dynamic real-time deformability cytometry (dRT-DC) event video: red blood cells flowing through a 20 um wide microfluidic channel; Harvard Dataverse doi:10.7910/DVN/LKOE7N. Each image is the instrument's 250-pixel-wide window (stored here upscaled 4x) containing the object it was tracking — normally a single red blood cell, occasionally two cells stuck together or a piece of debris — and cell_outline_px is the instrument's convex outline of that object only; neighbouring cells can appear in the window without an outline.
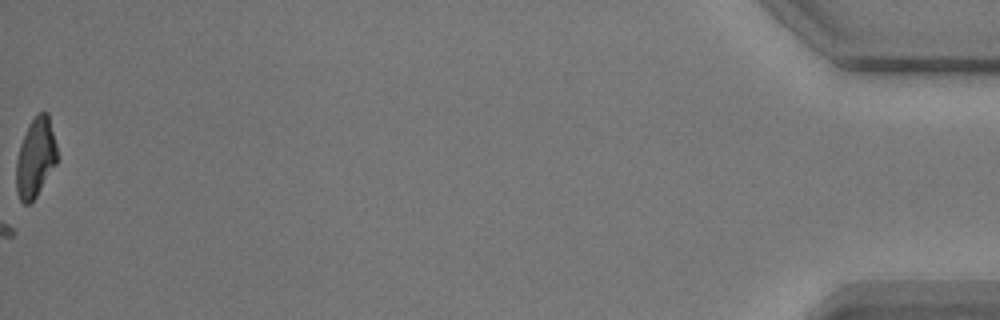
{"species": "common noctule bat (a hibernating species)", "species_latin": "Nyctalus noctula", "temperature_condition": "warm", "stored_images_in_passage": 61, "camera_frame_rate_fps": 3000, "um_per_image_px": 0.085, "animal": {"sex": "male", "body_mass_g": 17.9}, "frame": {"image": 1, "passage_image": 61, "time_ms": 20.0, "image_size_px": [1000, 320], "cell_outline_px": [[56, 164], [36, 196], [28, 204], [24, 204], [20, 200], [16, 192], [16, 160], [20, 144], [28, 124], [40, 112], [48, 112], [56, 144]], "centroid_in_image_um": [3.0, 13.4], "position_along_channel_um": 432.2, "area_um2": 18.73}}